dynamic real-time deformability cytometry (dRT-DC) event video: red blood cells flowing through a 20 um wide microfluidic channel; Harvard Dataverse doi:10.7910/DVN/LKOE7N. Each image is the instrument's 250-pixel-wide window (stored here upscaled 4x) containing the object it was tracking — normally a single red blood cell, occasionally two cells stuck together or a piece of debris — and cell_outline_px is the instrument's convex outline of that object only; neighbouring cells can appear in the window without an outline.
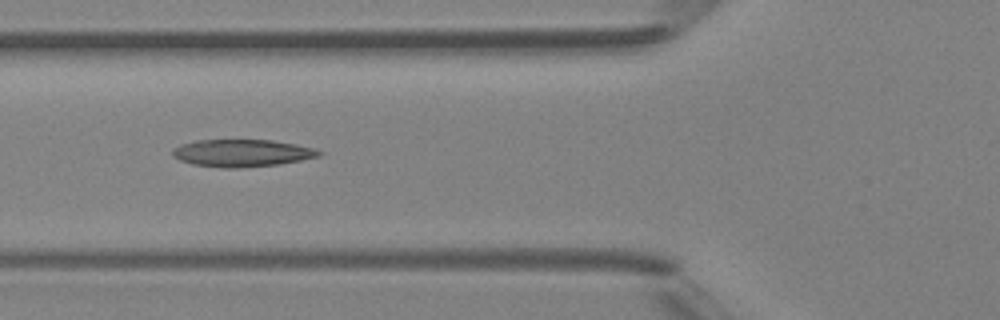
{"species": "Egyptian fruit bat (a non-hibernating species)", "species_latin": "Rousettus aegyptiacus", "temperature_condition": "room temperature", "stored_images_in_passage": 4, "camera_frame_rate_fps": 3000, "um_per_image_px": 0.085, "animal": {"sex": "female"}, "frame": {"image": 1, "passage_image": 4, "time_ms": 3.333, "image_size_px": [1000, 320], "cell_outline_px": [[324, 152], [320, 156], [280, 164], [236, 168], [220, 168], [192, 164], [180, 160], [172, 156], [172, 148], [180, 144], [196, 140], [272, 140], [296, 144], [316, 148]], "centroid_in_image_um": [20.56, 13.01], "position_along_channel_um": 105.2, "area_um2": 23.52}}